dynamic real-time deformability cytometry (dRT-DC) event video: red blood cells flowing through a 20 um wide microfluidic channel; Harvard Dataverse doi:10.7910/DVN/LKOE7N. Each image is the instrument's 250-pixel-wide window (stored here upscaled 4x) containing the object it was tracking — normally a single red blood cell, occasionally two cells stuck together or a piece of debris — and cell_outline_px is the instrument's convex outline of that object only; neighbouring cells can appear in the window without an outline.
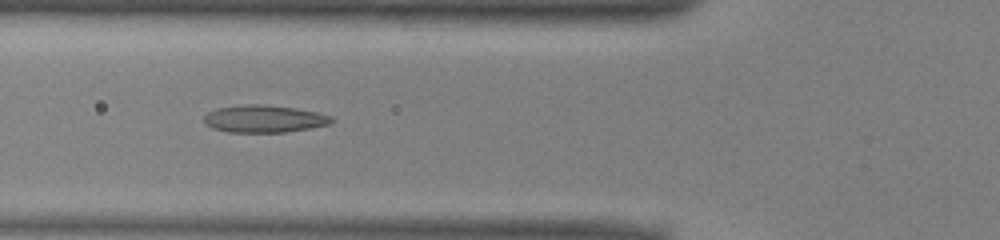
{"species": "common noctule bat (a hibernating species)", "species_latin": "Nyctalus noctula", "temperature_condition": "warm", "stored_images_in_passage": 45, "camera_frame_rate_fps": 3000, "um_per_image_px": 0.085, "animal": {"sex": "male", "body_mass_g": 13.0, "forearm_length_mm": 53.1}, "frame": {"image": 1, "passage_image": 13, "time_ms": 4.0, "image_size_px": [1000, 240], "cell_outline_px": [[332, 120], [328, 124], [312, 128], [284, 132], [228, 132], [212, 128], [204, 124], [204, 116], [208, 112], [216, 108], [244, 104], [264, 104], [296, 108], [316, 112], [332, 116]], "centroid_in_image_um": [22.41, 10.09], "position_along_channel_um": 103.4, "area_um2": 20.4}}
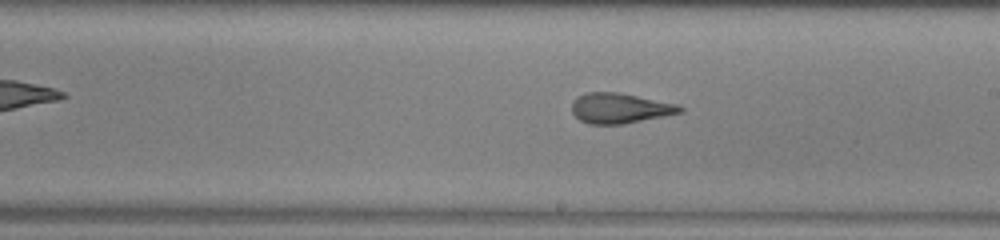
{"frame": {"image": 2, "passage_image": 23, "time_ms": 7.333, "image_size_px": [1000, 240], "cell_outline_px": [[684, 112], [620, 124], [588, 124], [580, 120], [572, 112], [572, 100], [576, 96], [584, 92], [620, 92], [680, 104], [684, 108]], "centroid_in_image_um": [52.69, 9.17], "position_along_channel_um": 236.3, "area_um2": 19.25}}
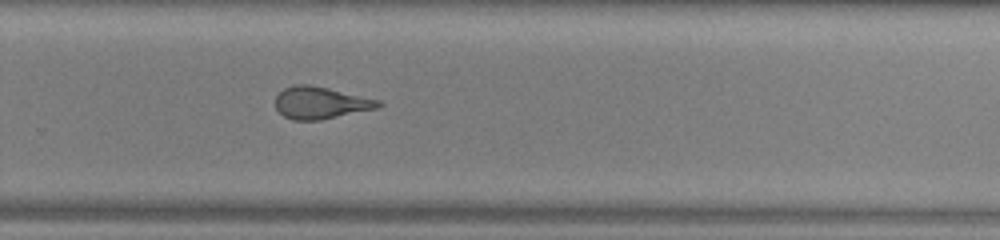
{"frame": {"image": 3, "passage_image": 28, "time_ms": 9.0, "image_size_px": [1000, 240], "cell_outline_px": [[384, 104], [380, 108], [320, 120], [292, 120], [284, 116], [276, 108], [276, 96], [284, 88], [296, 84], [308, 84], [328, 88], [380, 100]], "centroid_in_image_um": [27.28, 8.74], "position_along_channel_um": 302.5, "area_um2": 19.31}, "authors_computed_cell_mechanics": {"area_um2": 20.4034, "velocity_mm_per_s": 3.9913, "shape_relaxation_time_tau1_ms": 9.7288, "shape_relaxation_time_tau2_ms": 1.3357, "deformation_change_tau1": 0.2715, "deformation_change_tau2": 0.1112}}